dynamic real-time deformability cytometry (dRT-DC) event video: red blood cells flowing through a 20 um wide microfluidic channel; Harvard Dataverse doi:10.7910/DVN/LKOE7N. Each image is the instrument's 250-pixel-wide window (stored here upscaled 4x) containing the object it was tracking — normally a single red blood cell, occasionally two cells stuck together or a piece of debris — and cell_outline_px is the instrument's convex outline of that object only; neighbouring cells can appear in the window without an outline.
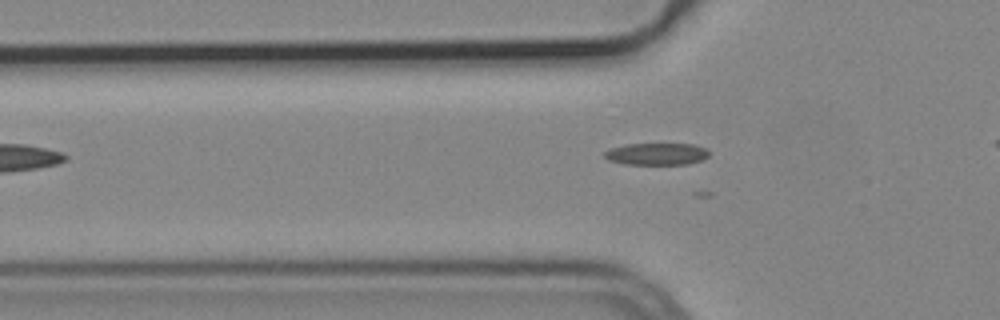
{"species": "common noctule bat (a hibernating species)", "species_latin": "Nyctalus noctula", "temperature_condition": "cold", "stored_images_in_passage": 30, "camera_frame_rate_fps": 3000, "um_per_image_px": 0.085, "animal": {"sex": "male", "body_mass_g": 19.2, "forearm_length_mm": 51.8}, "frame": {"image": 1, "passage_image": 3, "time_ms": 0.667, "image_size_px": [1000, 320], "cell_outline_px": [[708, 156], [700, 160], [688, 164], [624, 164], [608, 160], [604, 156], [604, 152], [612, 148], [624, 144], [692, 144], [708, 148]], "centroid_in_image_um": [55.81, 13.08], "position_along_channel_um": 70.0, "area_um2": 13.35}}
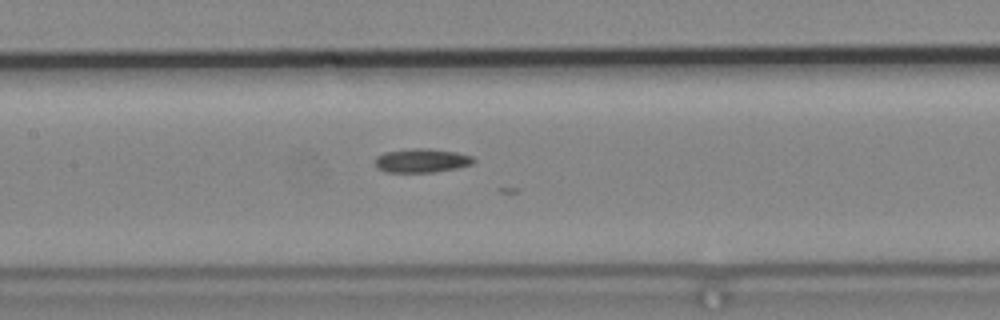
{"frame": {"image": 2, "passage_image": 11, "time_ms": 3.333, "image_size_px": [1000, 320], "cell_outline_px": [[476, 160], [472, 164], [460, 168], [436, 172], [384, 172], [376, 168], [376, 156], [384, 152], [412, 148], [428, 148], [456, 152], [472, 156]], "centroid_in_image_um": [35.85, 13.65], "position_along_channel_um": 171.5, "area_um2": 13.93}}
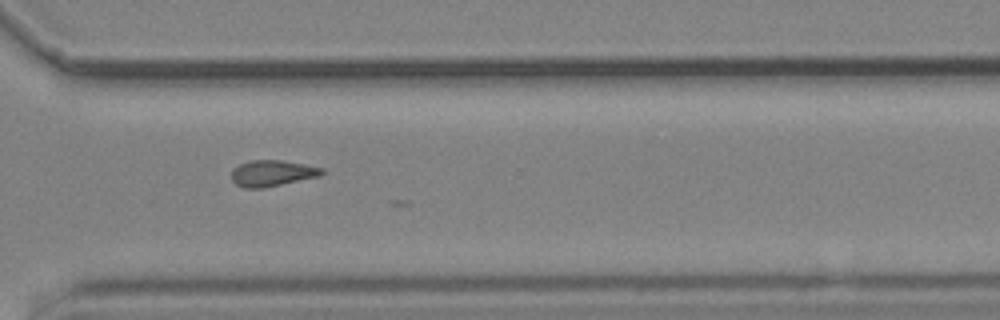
{"frame": {"image": 3, "passage_image": 25, "time_ms": 8.0, "image_size_px": [1000, 320], "cell_outline_px": [[324, 172], [320, 176], [264, 188], [244, 188], [236, 184], [232, 180], [232, 168], [240, 164], [252, 160], [280, 160], [304, 164], [324, 168]], "centroid_in_image_um": [23.14, 14.72], "position_along_channel_um": 347.5, "area_um2": 13.76}}